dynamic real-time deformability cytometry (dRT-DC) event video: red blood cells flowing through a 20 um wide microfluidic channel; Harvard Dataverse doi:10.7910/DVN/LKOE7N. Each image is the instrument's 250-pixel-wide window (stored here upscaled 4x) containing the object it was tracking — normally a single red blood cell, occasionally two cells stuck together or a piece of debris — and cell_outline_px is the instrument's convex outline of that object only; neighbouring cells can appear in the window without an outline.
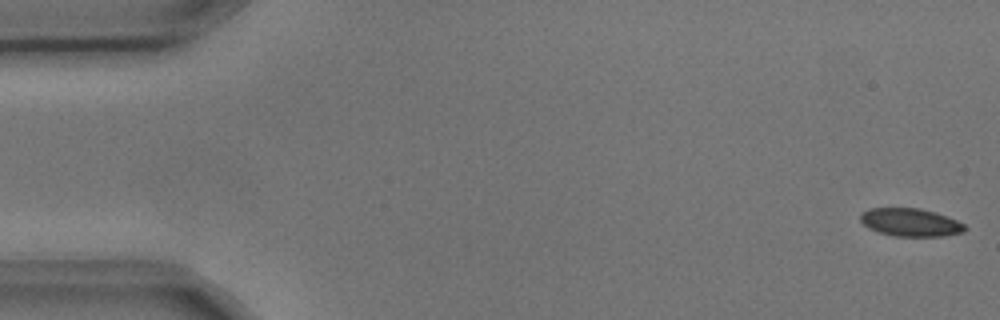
{"species": "common noctule bat (a hibernating species)", "species_latin": "Nyctalus noctula", "temperature_condition": "cold", "stored_images_in_passage": 4, "camera_frame_rate_fps": 3000, "um_per_image_px": 0.085, "animal": {"sex": "male", "body_mass_g": 17.9, "forearm_length_mm": 54.2}, "frame": {"image": 1, "passage_image": 1, "time_ms": 0.0, "image_size_px": [1000, 320], "cell_outline_px": [[968, 228], [964, 232], [944, 236], [892, 236], [868, 228], [860, 220], [860, 212], [872, 208], [920, 208], [936, 212], [948, 216], [964, 224]], "centroid_in_image_um": [77.41, 18.9], "position_along_channel_um": 7.6, "area_um2": 17.17}}
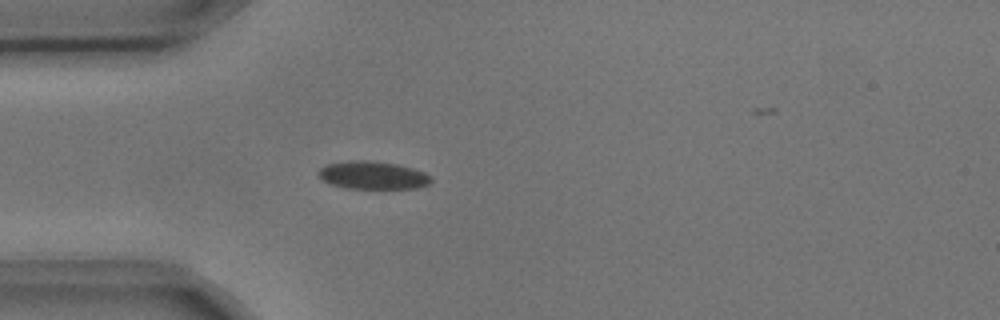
{"frame": {"image": 2, "passage_image": 4, "time_ms": 1.0, "image_size_px": [1000, 320], "cell_outline_px": [[432, 180], [428, 184], [416, 188], [344, 188], [328, 184], [316, 172], [324, 164], [348, 160], [364, 160], [396, 164], [412, 168], [424, 172], [432, 176]], "centroid_in_image_um": [31.64, 14.89], "position_along_channel_um": 53.4, "area_um2": 18.38}}